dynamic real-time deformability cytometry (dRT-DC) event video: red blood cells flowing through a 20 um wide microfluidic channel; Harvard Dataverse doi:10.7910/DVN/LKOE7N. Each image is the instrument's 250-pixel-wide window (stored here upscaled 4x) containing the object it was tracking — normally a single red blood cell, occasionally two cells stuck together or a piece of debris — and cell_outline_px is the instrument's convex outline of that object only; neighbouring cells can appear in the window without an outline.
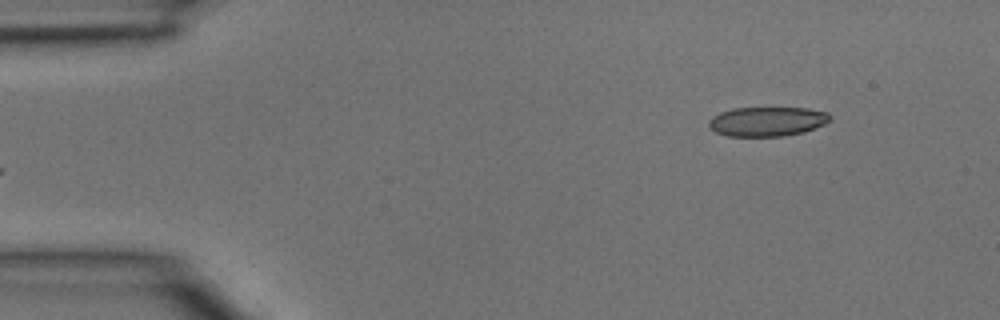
{"species": "common noctule bat (a hibernating species)", "species_latin": "Nyctalus noctula", "temperature_condition": "room temperature", "stored_images_in_passage": 4, "camera_frame_rate_fps": 3000, "um_per_image_px": 0.085, "animal": {"sex": "male", "body_mass_g": 15.6}, "frame": {"image": 1, "passage_image": 4, "time_ms": 1.0, "image_size_px": [1000, 320], "cell_outline_px": [[832, 120], [824, 124], [804, 132], [784, 136], [728, 136], [716, 132], [708, 124], [708, 120], [712, 116], [720, 112], [732, 108], [808, 108], [828, 112], [832, 116]], "centroid_in_image_um": [65.23, 10.32], "position_along_channel_um": 19.8, "area_um2": 20.92}}